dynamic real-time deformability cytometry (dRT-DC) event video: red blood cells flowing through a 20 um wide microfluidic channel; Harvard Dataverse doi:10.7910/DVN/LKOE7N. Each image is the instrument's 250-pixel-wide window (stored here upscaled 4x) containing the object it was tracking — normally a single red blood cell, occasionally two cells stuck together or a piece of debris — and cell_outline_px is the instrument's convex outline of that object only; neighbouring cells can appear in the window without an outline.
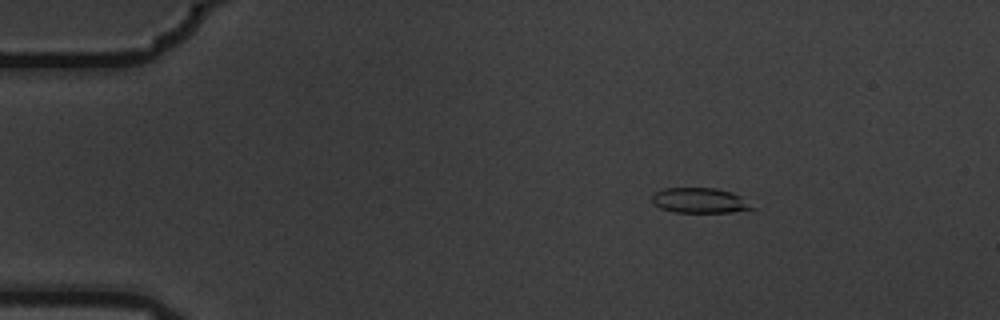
{"species": "common noctule bat (a hibernating species)", "species_latin": "Nyctalus noctula", "temperature_condition": "warm", "stored_images_in_passage": 7, "camera_frame_rate_fps": 3000, "um_per_image_px": 0.085, "animal": {"sex": "male", "body_mass_g": 19.5, "forearm_length_mm": 54.6}, "frame": {"image": 1, "passage_image": 1, "time_ms": 0.0, "image_size_px": [1000, 320], "cell_outline_px": [[756, 208], [732, 212], [676, 212], [660, 208], [652, 204], [652, 196], [656, 192], [664, 188], [716, 188], [732, 192], [740, 196]], "centroid_in_image_um": [59.46, 17.04], "position_along_channel_um": 25.5, "area_um2": 14.62}}
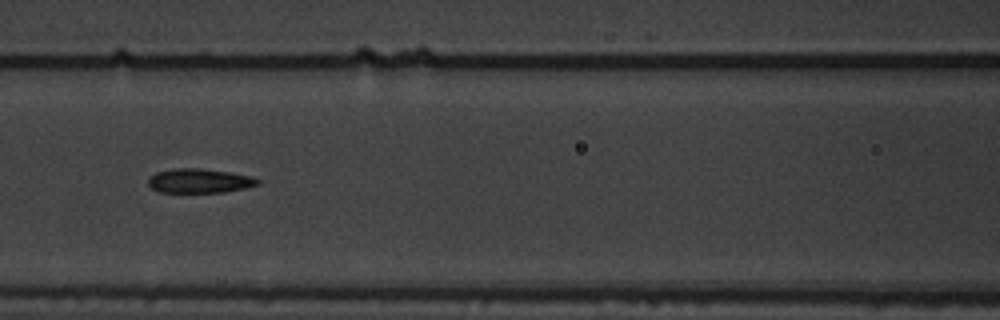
{"frame": {"image": 2, "passage_image": 5, "time_ms": 1.333, "image_size_px": [1000, 320], "cell_outline_px": [[260, 184], [244, 188], [224, 192], [160, 192], [152, 188], [148, 184], [148, 180], [156, 172], [176, 168], [200, 168], [228, 172], [248, 176], [260, 180]], "centroid_in_image_um": [16.94, 15.37], "position_along_channel_um": 149.7, "area_um2": 15.26}}
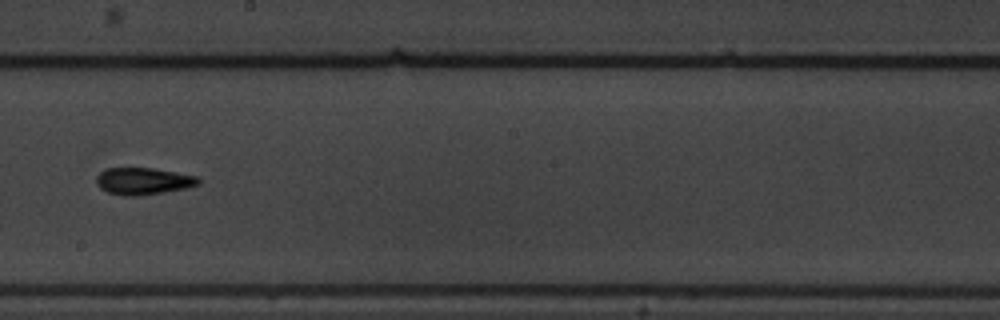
{"frame": {"image": 3, "passage_image": 7, "time_ms": 2.0, "image_size_px": [1000, 320], "cell_outline_px": [[200, 184], [188, 188], [136, 196], [124, 196], [108, 192], [100, 188], [96, 180], [96, 176], [104, 168], [152, 168], [176, 172], [196, 176], [200, 180]], "centroid_in_image_um": [12.17, 15.39], "position_along_channel_um": 236.0, "area_um2": 16.01}}